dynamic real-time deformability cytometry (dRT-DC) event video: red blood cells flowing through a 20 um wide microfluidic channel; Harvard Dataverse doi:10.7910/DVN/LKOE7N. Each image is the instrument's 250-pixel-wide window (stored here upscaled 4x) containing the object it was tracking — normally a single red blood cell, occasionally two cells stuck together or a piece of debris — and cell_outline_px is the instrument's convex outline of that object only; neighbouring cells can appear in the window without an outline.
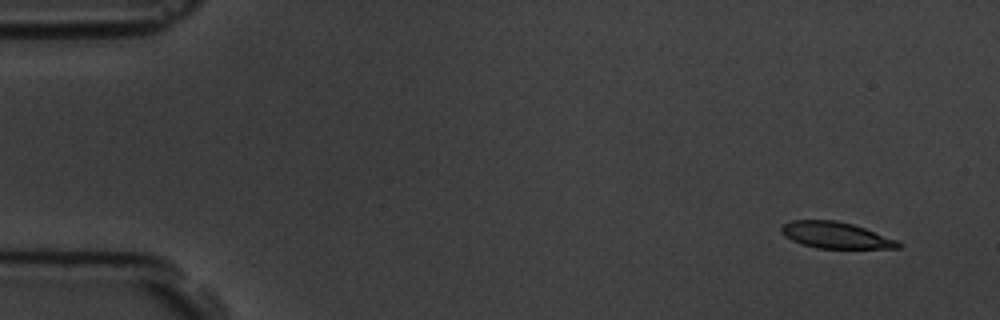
{"species": "common noctule bat (a hibernating species)", "species_latin": "Nyctalus noctula", "temperature_condition": "room temperature", "stored_images_in_passage": 5, "camera_frame_rate_fps": 3000, "um_per_image_px": 0.085, "animal": {"sex": "male", "body_mass_g": 19.5, "forearm_length_mm": 54.6}, "frame": {"image": 1, "passage_image": 1, "time_ms": 0.0, "image_size_px": [1000, 320], "cell_outline_px": [[900, 248], [820, 248], [804, 244], [792, 240], [784, 236], [780, 232], [780, 228], [784, 224], [792, 220], [836, 220], [852, 224], [864, 228], [896, 240], [900, 244]], "centroid_in_image_um": [70.99, 19.98], "position_along_channel_um": 14.0, "area_um2": 17.63}}
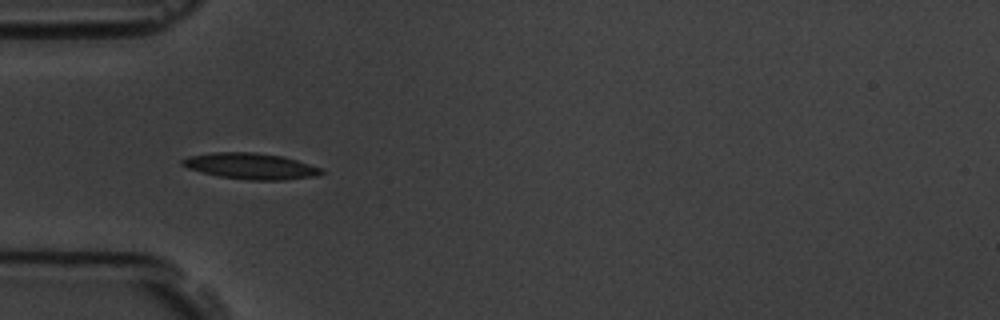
{"frame": {"image": 2, "passage_image": 4, "time_ms": 4.667, "image_size_px": [1000, 320], "cell_outline_px": [[324, 172], [316, 176], [284, 180], [248, 180], [220, 176], [188, 168], [180, 164], [180, 160], [188, 156], [212, 152], [252, 152], [280, 156], [296, 160], [320, 168]], "centroid_in_image_um": [21.27, 14.12], "position_along_channel_um": 63.7, "area_um2": 20.87}}
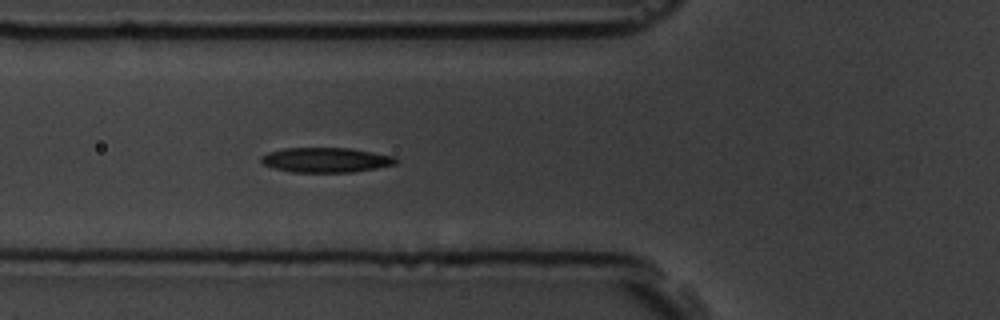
{"frame": {"image": 3, "passage_image": 5, "time_ms": 5.667, "image_size_px": [1000, 320], "cell_outline_px": [[400, 160], [396, 164], [376, 168], [352, 172], [292, 172], [276, 168], [264, 164], [260, 160], [260, 156], [268, 152], [284, 148], [348, 148], [396, 156]], "centroid_in_image_um": [27.73, 13.59], "position_along_channel_um": 98.1, "area_um2": 19.48}}